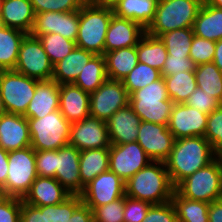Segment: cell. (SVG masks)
Here are the masks:
<instances>
[{"label":"cell","mask_w":222,"mask_h":222,"mask_svg":"<svg viewBox=\"0 0 222 222\" xmlns=\"http://www.w3.org/2000/svg\"><path fill=\"white\" fill-rule=\"evenodd\" d=\"M88 1L97 6H104V7L112 8L120 0H88Z\"/></svg>","instance_id":"obj_56"},{"label":"cell","mask_w":222,"mask_h":222,"mask_svg":"<svg viewBox=\"0 0 222 222\" xmlns=\"http://www.w3.org/2000/svg\"><path fill=\"white\" fill-rule=\"evenodd\" d=\"M14 70L38 81L52 80L53 65L39 38L31 34L24 37Z\"/></svg>","instance_id":"obj_10"},{"label":"cell","mask_w":222,"mask_h":222,"mask_svg":"<svg viewBox=\"0 0 222 222\" xmlns=\"http://www.w3.org/2000/svg\"><path fill=\"white\" fill-rule=\"evenodd\" d=\"M185 104L207 115H209L212 111L220 106V102L215 99L213 95L207 94L205 91L198 87L189 96Z\"/></svg>","instance_id":"obj_45"},{"label":"cell","mask_w":222,"mask_h":222,"mask_svg":"<svg viewBox=\"0 0 222 222\" xmlns=\"http://www.w3.org/2000/svg\"><path fill=\"white\" fill-rule=\"evenodd\" d=\"M167 126L140 122L137 143L152 161H165L172 151L175 138Z\"/></svg>","instance_id":"obj_15"},{"label":"cell","mask_w":222,"mask_h":222,"mask_svg":"<svg viewBox=\"0 0 222 222\" xmlns=\"http://www.w3.org/2000/svg\"><path fill=\"white\" fill-rule=\"evenodd\" d=\"M208 115L183 104H174L168 129L175 139L203 136L207 128Z\"/></svg>","instance_id":"obj_17"},{"label":"cell","mask_w":222,"mask_h":222,"mask_svg":"<svg viewBox=\"0 0 222 222\" xmlns=\"http://www.w3.org/2000/svg\"><path fill=\"white\" fill-rule=\"evenodd\" d=\"M216 157L211 144L203 136H192L175 139L172 151L164 162L171 183L176 187Z\"/></svg>","instance_id":"obj_1"},{"label":"cell","mask_w":222,"mask_h":222,"mask_svg":"<svg viewBox=\"0 0 222 222\" xmlns=\"http://www.w3.org/2000/svg\"><path fill=\"white\" fill-rule=\"evenodd\" d=\"M78 28L79 10L73 12L50 11L36 14L30 34L38 38L43 34L57 33L76 42Z\"/></svg>","instance_id":"obj_16"},{"label":"cell","mask_w":222,"mask_h":222,"mask_svg":"<svg viewBox=\"0 0 222 222\" xmlns=\"http://www.w3.org/2000/svg\"><path fill=\"white\" fill-rule=\"evenodd\" d=\"M69 144L80 151L110 148L107 122L88 116L71 123Z\"/></svg>","instance_id":"obj_14"},{"label":"cell","mask_w":222,"mask_h":222,"mask_svg":"<svg viewBox=\"0 0 222 222\" xmlns=\"http://www.w3.org/2000/svg\"><path fill=\"white\" fill-rule=\"evenodd\" d=\"M209 5L222 9V0H205Z\"/></svg>","instance_id":"obj_58"},{"label":"cell","mask_w":222,"mask_h":222,"mask_svg":"<svg viewBox=\"0 0 222 222\" xmlns=\"http://www.w3.org/2000/svg\"><path fill=\"white\" fill-rule=\"evenodd\" d=\"M107 78L104 56L94 55L72 84L80 87L84 92L91 94L95 92Z\"/></svg>","instance_id":"obj_33"},{"label":"cell","mask_w":222,"mask_h":222,"mask_svg":"<svg viewBox=\"0 0 222 222\" xmlns=\"http://www.w3.org/2000/svg\"><path fill=\"white\" fill-rule=\"evenodd\" d=\"M125 195V182L114 172L108 170L99 174L84 187L82 202L92 211Z\"/></svg>","instance_id":"obj_13"},{"label":"cell","mask_w":222,"mask_h":222,"mask_svg":"<svg viewBox=\"0 0 222 222\" xmlns=\"http://www.w3.org/2000/svg\"><path fill=\"white\" fill-rule=\"evenodd\" d=\"M174 190L164 161L150 162L125 182L127 197L152 205L170 202Z\"/></svg>","instance_id":"obj_2"},{"label":"cell","mask_w":222,"mask_h":222,"mask_svg":"<svg viewBox=\"0 0 222 222\" xmlns=\"http://www.w3.org/2000/svg\"><path fill=\"white\" fill-rule=\"evenodd\" d=\"M150 162L152 160L137 141L111 145L109 148V170L114 172L124 182L128 181Z\"/></svg>","instance_id":"obj_12"},{"label":"cell","mask_w":222,"mask_h":222,"mask_svg":"<svg viewBox=\"0 0 222 222\" xmlns=\"http://www.w3.org/2000/svg\"><path fill=\"white\" fill-rule=\"evenodd\" d=\"M174 104L168 97L163 76L129 96V105L141 121L162 125H168Z\"/></svg>","instance_id":"obj_4"},{"label":"cell","mask_w":222,"mask_h":222,"mask_svg":"<svg viewBox=\"0 0 222 222\" xmlns=\"http://www.w3.org/2000/svg\"><path fill=\"white\" fill-rule=\"evenodd\" d=\"M141 119L128 104L116 111L107 121L111 145L137 141Z\"/></svg>","instance_id":"obj_22"},{"label":"cell","mask_w":222,"mask_h":222,"mask_svg":"<svg viewBox=\"0 0 222 222\" xmlns=\"http://www.w3.org/2000/svg\"><path fill=\"white\" fill-rule=\"evenodd\" d=\"M204 0H159L152 23L146 32L160 37L181 28L193 27Z\"/></svg>","instance_id":"obj_5"},{"label":"cell","mask_w":222,"mask_h":222,"mask_svg":"<svg viewBox=\"0 0 222 222\" xmlns=\"http://www.w3.org/2000/svg\"><path fill=\"white\" fill-rule=\"evenodd\" d=\"M136 51L138 62L145 63L160 72L162 71L168 53L160 37L145 32L136 45Z\"/></svg>","instance_id":"obj_32"},{"label":"cell","mask_w":222,"mask_h":222,"mask_svg":"<svg viewBox=\"0 0 222 222\" xmlns=\"http://www.w3.org/2000/svg\"><path fill=\"white\" fill-rule=\"evenodd\" d=\"M161 72L151 66L138 62L135 68L123 78L122 83L130 96L134 91L158 80Z\"/></svg>","instance_id":"obj_39"},{"label":"cell","mask_w":222,"mask_h":222,"mask_svg":"<svg viewBox=\"0 0 222 222\" xmlns=\"http://www.w3.org/2000/svg\"><path fill=\"white\" fill-rule=\"evenodd\" d=\"M57 150L35 151L36 171L40 177H53L56 174Z\"/></svg>","instance_id":"obj_47"},{"label":"cell","mask_w":222,"mask_h":222,"mask_svg":"<svg viewBox=\"0 0 222 222\" xmlns=\"http://www.w3.org/2000/svg\"><path fill=\"white\" fill-rule=\"evenodd\" d=\"M31 137L30 146L35 151H52L69 144L71 123L59 110L42 118H27Z\"/></svg>","instance_id":"obj_7"},{"label":"cell","mask_w":222,"mask_h":222,"mask_svg":"<svg viewBox=\"0 0 222 222\" xmlns=\"http://www.w3.org/2000/svg\"><path fill=\"white\" fill-rule=\"evenodd\" d=\"M215 41L193 36L189 57L196 65L213 62Z\"/></svg>","instance_id":"obj_44"},{"label":"cell","mask_w":222,"mask_h":222,"mask_svg":"<svg viewBox=\"0 0 222 222\" xmlns=\"http://www.w3.org/2000/svg\"><path fill=\"white\" fill-rule=\"evenodd\" d=\"M8 174V151L0 147V185L4 186Z\"/></svg>","instance_id":"obj_54"},{"label":"cell","mask_w":222,"mask_h":222,"mask_svg":"<svg viewBox=\"0 0 222 222\" xmlns=\"http://www.w3.org/2000/svg\"><path fill=\"white\" fill-rule=\"evenodd\" d=\"M59 111L70 122H78L90 116V94L80 87L60 84Z\"/></svg>","instance_id":"obj_21"},{"label":"cell","mask_w":222,"mask_h":222,"mask_svg":"<svg viewBox=\"0 0 222 222\" xmlns=\"http://www.w3.org/2000/svg\"><path fill=\"white\" fill-rule=\"evenodd\" d=\"M125 195L93 210L94 222H124Z\"/></svg>","instance_id":"obj_43"},{"label":"cell","mask_w":222,"mask_h":222,"mask_svg":"<svg viewBox=\"0 0 222 222\" xmlns=\"http://www.w3.org/2000/svg\"><path fill=\"white\" fill-rule=\"evenodd\" d=\"M109 79L122 81L138 64L136 46L120 48L103 54Z\"/></svg>","instance_id":"obj_30"},{"label":"cell","mask_w":222,"mask_h":222,"mask_svg":"<svg viewBox=\"0 0 222 222\" xmlns=\"http://www.w3.org/2000/svg\"><path fill=\"white\" fill-rule=\"evenodd\" d=\"M67 222H94L93 211L82 202Z\"/></svg>","instance_id":"obj_52"},{"label":"cell","mask_w":222,"mask_h":222,"mask_svg":"<svg viewBox=\"0 0 222 222\" xmlns=\"http://www.w3.org/2000/svg\"><path fill=\"white\" fill-rule=\"evenodd\" d=\"M80 152V150L70 144L57 150L55 179L71 195H81Z\"/></svg>","instance_id":"obj_18"},{"label":"cell","mask_w":222,"mask_h":222,"mask_svg":"<svg viewBox=\"0 0 222 222\" xmlns=\"http://www.w3.org/2000/svg\"><path fill=\"white\" fill-rule=\"evenodd\" d=\"M175 190L184 198L211 203L222 199V159L216 157L182 180Z\"/></svg>","instance_id":"obj_6"},{"label":"cell","mask_w":222,"mask_h":222,"mask_svg":"<svg viewBox=\"0 0 222 222\" xmlns=\"http://www.w3.org/2000/svg\"><path fill=\"white\" fill-rule=\"evenodd\" d=\"M93 56L92 52L75 47L63 60L53 65L52 80L58 84L73 83Z\"/></svg>","instance_id":"obj_26"},{"label":"cell","mask_w":222,"mask_h":222,"mask_svg":"<svg viewBox=\"0 0 222 222\" xmlns=\"http://www.w3.org/2000/svg\"><path fill=\"white\" fill-rule=\"evenodd\" d=\"M194 35L210 41L222 39V9L209 5L205 0L193 24Z\"/></svg>","instance_id":"obj_28"},{"label":"cell","mask_w":222,"mask_h":222,"mask_svg":"<svg viewBox=\"0 0 222 222\" xmlns=\"http://www.w3.org/2000/svg\"><path fill=\"white\" fill-rule=\"evenodd\" d=\"M209 222H222V199L209 203Z\"/></svg>","instance_id":"obj_53"},{"label":"cell","mask_w":222,"mask_h":222,"mask_svg":"<svg viewBox=\"0 0 222 222\" xmlns=\"http://www.w3.org/2000/svg\"><path fill=\"white\" fill-rule=\"evenodd\" d=\"M27 34L7 26L0 25V69L14 70L20 45Z\"/></svg>","instance_id":"obj_31"},{"label":"cell","mask_w":222,"mask_h":222,"mask_svg":"<svg viewBox=\"0 0 222 222\" xmlns=\"http://www.w3.org/2000/svg\"><path fill=\"white\" fill-rule=\"evenodd\" d=\"M142 222H178L174 205L171 201L152 205Z\"/></svg>","instance_id":"obj_46"},{"label":"cell","mask_w":222,"mask_h":222,"mask_svg":"<svg viewBox=\"0 0 222 222\" xmlns=\"http://www.w3.org/2000/svg\"><path fill=\"white\" fill-rule=\"evenodd\" d=\"M81 203V195H71L63 203L46 206L47 222H67Z\"/></svg>","instance_id":"obj_41"},{"label":"cell","mask_w":222,"mask_h":222,"mask_svg":"<svg viewBox=\"0 0 222 222\" xmlns=\"http://www.w3.org/2000/svg\"><path fill=\"white\" fill-rule=\"evenodd\" d=\"M113 14L111 7L97 6L87 0L79 10L76 47L94 55H103L106 33Z\"/></svg>","instance_id":"obj_3"},{"label":"cell","mask_w":222,"mask_h":222,"mask_svg":"<svg viewBox=\"0 0 222 222\" xmlns=\"http://www.w3.org/2000/svg\"><path fill=\"white\" fill-rule=\"evenodd\" d=\"M213 63L222 72V39L215 42V55L213 58Z\"/></svg>","instance_id":"obj_55"},{"label":"cell","mask_w":222,"mask_h":222,"mask_svg":"<svg viewBox=\"0 0 222 222\" xmlns=\"http://www.w3.org/2000/svg\"><path fill=\"white\" fill-rule=\"evenodd\" d=\"M145 32L139 23L113 14L106 33L104 53L136 46Z\"/></svg>","instance_id":"obj_19"},{"label":"cell","mask_w":222,"mask_h":222,"mask_svg":"<svg viewBox=\"0 0 222 222\" xmlns=\"http://www.w3.org/2000/svg\"><path fill=\"white\" fill-rule=\"evenodd\" d=\"M59 87L60 84L54 80L39 81L24 116L42 118L59 110Z\"/></svg>","instance_id":"obj_25"},{"label":"cell","mask_w":222,"mask_h":222,"mask_svg":"<svg viewBox=\"0 0 222 222\" xmlns=\"http://www.w3.org/2000/svg\"><path fill=\"white\" fill-rule=\"evenodd\" d=\"M20 222H47L46 206H33L21 199Z\"/></svg>","instance_id":"obj_51"},{"label":"cell","mask_w":222,"mask_h":222,"mask_svg":"<svg viewBox=\"0 0 222 222\" xmlns=\"http://www.w3.org/2000/svg\"><path fill=\"white\" fill-rule=\"evenodd\" d=\"M159 0H120L113 7V13L139 23L145 30L152 23Z\"/></svg>","instance_id":"obj_27"},{"label":"cell","mask_w":222,"mask_h":222,"mask_svg":"<svg viewBox=\"0 0 222 222\" xmlns=\"http://www.w3.org/2000/svg\"><path fill=\"white\" fill-rule=\"evenodd\" d=\"M39 81L15 70H1L0 94L6 112L24 115Z\"/></svg>","instance_id":"obj_9"},{"label":"cell","mask_w":222,"mask_h":222,"mask_svg":"<svg viewBox=\"0 0 222 222\" xmlns=\"http://www.w3.org/2000/svg\"><path fill=\"white\" fill-rule=\"evenodd\" d=\"M109 170V148L89 149L80 152L79 173L81 194L84 187L99 174Z\"/></svg>","instance_id":"obj_29"},{"label":"cell","mask_w":222,"mask_h":222,"mask_svg":"<svg viewBox=\"0 0 222 222\" xmlns=\"http://www.w3.org/2000/svg\"><path fill=\"white\" fill-rule=\"evenodd\" d=\"M31 137L29 125L24 115L5 113L0 117V147L5 151L29 147Z\"/></svg>","instance_id":"obj_20"},{"label":"cell","mask_w":222,"mask_h":222,"mask_svg":"<svg viewBox=\"0 0 222 222\" xmlns=\"http://www.w3.org/2000/svg\"><path fill=\"white\" fill-rule=\"evenodd\" d=\"M129 104V95L122 81L107 78L90 94V116L107 122L119 109Z\"/></svg>","instance_id":"obj_11"},{"label":"cell","mask_w":222,"mask_h":222,"mask_svg":"<svg viewBox=\"0 0 222 222\" xmlns=\"http://www.w3.org/2000/svg\"><path fill=\"white\" fill-rule=\"evenodd\" d=\"M52 65L63 60L76 47V42L57 33L43 34L38 37Z\"/></svg>","instance_id":"obj_38"},{"label":"cell","mask_w":222,"mask_h":222,"mask_svg":"<svg viewBox=\"0 0 222 222\" xmlns=\"http://www.w3.org/2000/svg\"><path fill=\"white\" fill-rule=\"evenodd\" d=\"M167 94L175 104H183L196 90L197 83L194 71H180L169 76H163Z\"/></svg>","instance_id":"obj_34"},{"label":"cell","mask_w":222,"mask_h":222,"mask_svg":"<svg viewBox=\"0 0 222 222\" xmlns=\"http://www.w3.org/2000/svg\"><path fill=\"white\" fill-rule=\"evenodd\" d=\"M35 16L30 0H2L0 25L30 34L34 26Z\"/></svg>","instance_id":"obj_24"},{"label":"cell","mask_w":222,"mask_h":222,"mask_svg":"<svg viewBox=\"0 0 222 222\" xmlns=\"http://www.w3.org/2000/svg\"><path fill=\"white\" fill-rule=\"evenodd\" d=\"M21 199L10 197L0 205V222H20Z\"/></svg>","instance_id":"obj_50"},{"label":"cell","mask_w":222,"mask_h":222,"mask_svg":"<svg viewBox=\"0 0 222 222\" xmlns=\"http://www.w3.org/2000/svg\"><path fill=\"white\" fill-rule=\"evenodd\" d=\"M178 222H209V203L182 197L176 190L171 198Z\"/></svg>","instance_id":"obj_35"},{"label":"cell","mask_w":222,"mask_h":222,"mask_svg":"<svg viewBox=\"0 0 222 222\" xmlns=\"http://www.w3.org/2000/svg\"><path fill=\"white\" fill-rule=\"evenodd\" d=\"M204 138L211 144L217 157L222 156V107L212 111L207 118Z\"/></svg>","instance_id":"obj_40"},{"label":"cell","mask_w":222,"mask_h":222,"mask_svg":"<svg viewBox=\"0 0 222 222\" xmlns=\"http://www.w3.org/2000/svg\"><path fill=\"white\" fill-rule=\"evenodd\" d=\"M37 177L35 150L31 146L8 152V174L4 187L10 197L23 199Z\"/></svg>","instance_id":"obj_8"},{"label":"cell","mask_w":222,"mask_h":222,"mask_svg":"<svg viewBox=\"0 0 222 222\" xmlns=\"http://www.w3.org/2000/svg\"><path fill=\"white\" fill-rule=\"evenodd\" d=\"M194 32L192 27L176 29L160 36L168 55L189 57Z\"/></svg>","instance_id":"obj_37"},{"label":"cell","mask_w":222,"mask_h":222,"mask_svg":"<svg viewBox=\"0 0 222 222\" xmlns=\"http://www.w3.org/2000/svg\"><path fill=\"white\" fill-rule=\"evenodd\" d=\"M71 194L53 177L38 176L22 201L33 206H49L63 203Z\"/></svg>","instance_id":"obj_23"},{"label":"cell","mask_w":222,"mask_h":222,"mask_svg":"<svg viewBox=\"0 0 222 222\" xmlns=\"http://www.w3.org/2000/svg\"><path fill=\"white\" fill-rule=\"evenodd\" d=\"M10 196L7 194L4 186L0 185V205L7 201Z\"/></svg>","instance_id":"obj_57"},{"label":"cell","mask_w":222,"mask_h":222,"mask_svg":"<svg viewBox=\"0 0 222 222\" xmlns=\"http://www.w3.org/2000/svg\"><path fill=\"white\" fill-rule=\"evenodd\" d=\"M195 79L197 87L207 94L213 95L219 102L222 99V72L213 63H203L196 66Z\"/></svg>","instance_id":"obj_36"},{"label":"cell","mask_w":222,"mask_h":222,"mask_svg":"<svg viewBox=\"0 0 222 222\" xmlns=\"http://www.w3.org/2000/svg\"><path fill=\"white\" fill-rule=\"evenodd\" d=\"M152 204L125 195L124 222H142Z\"/></svg>","instance_id":"obj_48"},{"label":"cell","mask_w":222,"mask_h":222,"mask_svg":"<svg viewBox=\"0 0 222 222\" xmlns=\"http://www.w3.org/2000/svg\"><path fill=\"white\" fill-rule=\"evenodd\" d=\"M6 113V108L0 94V117Z\"/></svg>","instance_id":"obj_59"},{"label":"cell","mask_w":222,"mask_h":222,"mask_svg":"<svg viewBox=\"0 0 222 222\" xmlns=\"http://www.w3.org/2000/svg\"><path fill=\"white\" fill-rule=\"evenodd\" d=\"M196 66L197 65L190 57L168 55L164 62L161 76H169L180 71H194Z\"/></svg>","instance_id":"obj_49"},{"label":"cell","mask_w":222,"mask_h":222,"mask_svg":"<svg viewBox=\"0 0 222 222\" xmlns=\"http://www.w3.org/2000/svg\"><path fill=\"white\" fill-rule=\"evenodd\" d=\"M87 0H30L35 14L42 12H73L80 10Z\"/></svg>","instance_id":"obj_42"}]
</instances>
